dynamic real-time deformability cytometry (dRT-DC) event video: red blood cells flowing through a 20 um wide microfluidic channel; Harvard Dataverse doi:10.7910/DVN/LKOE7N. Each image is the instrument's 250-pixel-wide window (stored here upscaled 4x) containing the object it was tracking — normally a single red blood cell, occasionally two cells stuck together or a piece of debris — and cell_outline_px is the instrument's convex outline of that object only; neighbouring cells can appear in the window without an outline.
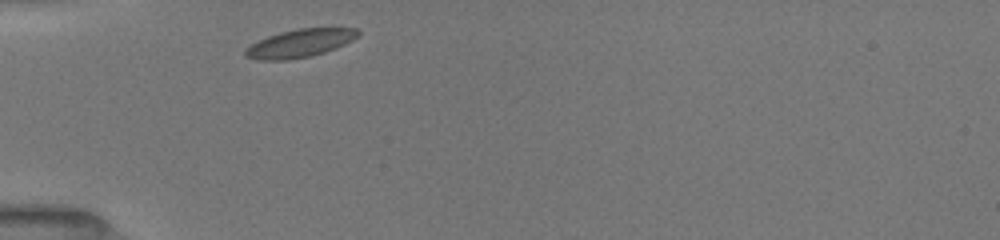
{"species": "common noctule bat (a hibernating species)", "species_latin": "Nyctalus noctula", "temperature_condition": "room temperature", "stored_images_in_passage": 7, "camera_frame_rate_fps": 3000, "um_per_image_px": 0.085, "animal": {"sex": "female", "body_mass_g": 19.5, "forearm_length_mm": 54.1}, "frame": {"image": 1, "passage_image": 1, "time_ms": 0.0, "image_size_px": [1000, 240], "cell_outline_px": [[360, 32], [352, 40], [336, 48], [324, 52], [308, 56], [288, 60], [256, 60], [244, 56], [244, 48], [268, 36], [280, 32], [300, 28], [356, 28]], "centroid_in_image_um": [25.45, 3.68], "position_along_channel_um": 59.6, "area_um2": 18.26}}
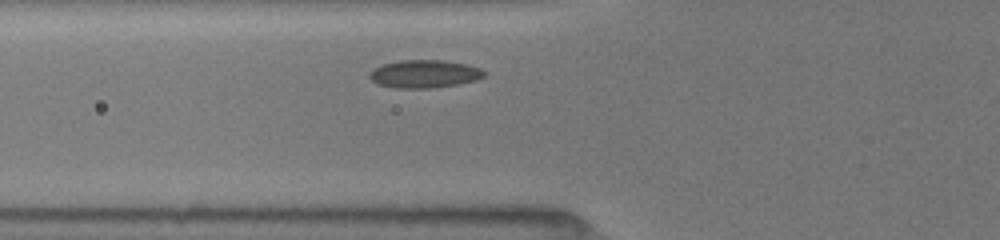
{"frame": {"image": 2, "passage_image": 5, "time_ms": 1.0, "image_size_px": [1000, 240], "cell_outline_px": [[484, 76], [476, 80], [456, 84], [428, 88], [396, 88], [376, 84], [368, 76], [368, 72], [372, 68], [384, 64], [400, 60], [444, 60], [468, 64], [480, 68], [484, 72]], "centroid_in_image_um": [36.02, 6.27], "position_along_channel_um": 89.8, "area_um2": 18.67}}